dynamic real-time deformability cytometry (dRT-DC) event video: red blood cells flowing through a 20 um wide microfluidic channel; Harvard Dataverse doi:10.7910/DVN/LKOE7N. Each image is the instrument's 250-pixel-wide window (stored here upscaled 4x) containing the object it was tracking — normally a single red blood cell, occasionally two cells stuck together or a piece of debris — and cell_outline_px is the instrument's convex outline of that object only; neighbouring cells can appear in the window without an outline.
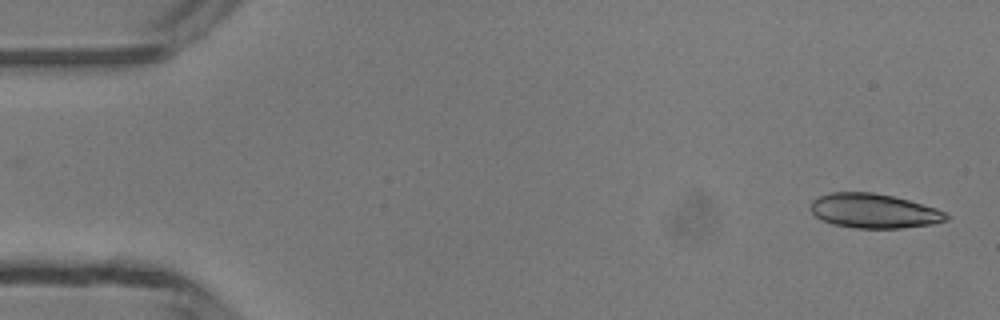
{"species": "common noctule bat (a hibernating species)", "species_latin": "Nyctalus noctula", "temperature_condition": "room temperature", "stored_images_in_passage": 5, "camera_frame_rate_fps": 3000, "um_per_image_px": 0.085, "animal": {"sex": "male", "body_mass_g": 13.3}, "frame": {"image": 1, "passage_image": 1, "time_ms": 0.0, "image_size_px": [1000, 320], "cell_outline_px": [[948, 220], [932, 224], [900, 228], [856, 228], [832, 224], [820, 220], [812, 212], [812, 200], [820, 196], [832, 192], [872, 192], [892, 196], [908, 200], [936, 208], [944, 212], [948, 216]], "centroid_in_image_um": [74.27, 17.93], "position_along_channel_um": 10.7, "area_um2": 27.05}}